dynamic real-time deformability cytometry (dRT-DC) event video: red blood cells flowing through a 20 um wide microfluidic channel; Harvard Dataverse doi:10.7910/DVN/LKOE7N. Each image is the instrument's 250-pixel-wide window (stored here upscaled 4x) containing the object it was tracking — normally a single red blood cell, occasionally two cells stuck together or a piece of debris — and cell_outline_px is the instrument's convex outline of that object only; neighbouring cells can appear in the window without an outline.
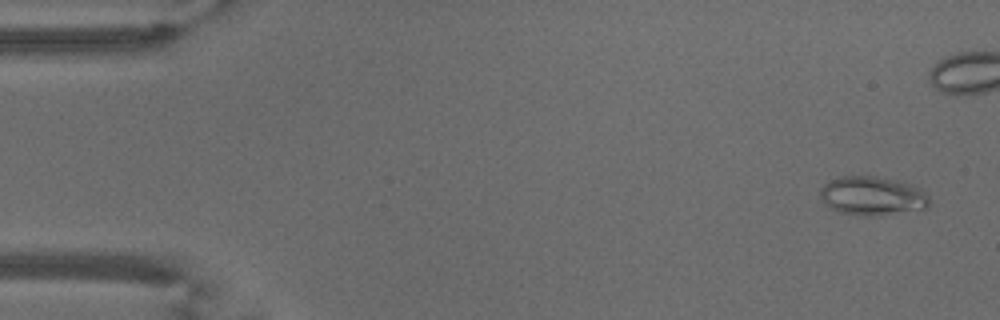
{"species": "common noctule bat (a hibernating species)", "species_latin": "Nyctalus noctula", "temperature_condition": "warm", "stored_images_in_passage": 44, "camera_frame_rate_fps": 3000, "um_per_image_px": 0.085, "animal": {"sex": "male", "body_mass_g": 18.8}, "frame": {"image": 1, "passage_image": 3, "time_ms": 0.667, "image_size_px": [1000, 320], "cell_outline_px": [[928, 208], [924, 212], [876, 216], [860, 216], [840, 212], [828, 208], [824, 204], [820, 196], [820, 188], [828, 180], [840, 176], [872, 176], [900, 180], [912, 184], [920, 188], [928, 196]], "centroid_in_image_um": [74.19, 16.68], "position_along_channel_um": 10.8, "area_um2": 25.72}}
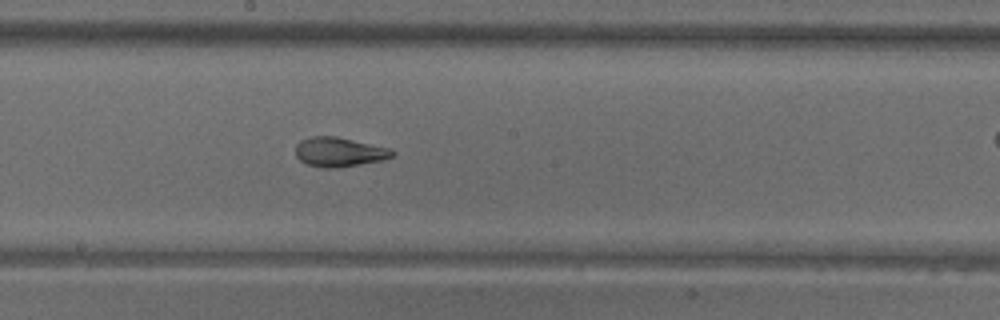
{"frame": {"image": 2, "passage_image": 29, "time_ms": 9.333, "image_size_px": [1000, 320], "cell_outline_px": [[396, 152], [392, 156], [384, 160], [336, 168], [324, 168], [308, 164], [300, 160], [296, 156], [296, 144], [300, 140], [312, 136], [336, 136], [392, 148]], "centroid_in_image_um": [28.86, 12.91], "position_along_channel_um": 219.3, "area_um2": 16.7}}
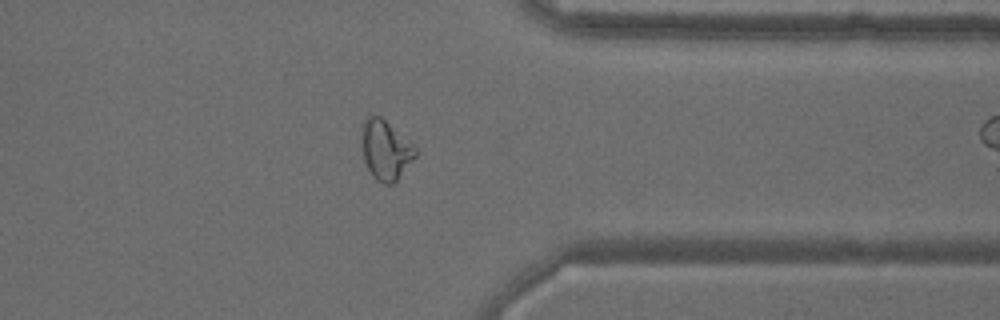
{"frame": {"image": 3, "passage_image": 42, "time_ms": 13.667, "image_size_px": [1000, 320], "cell_outline_px": [[416, 156], [396, 180], [392, 184], [384, 184], [376, 180], [372, 176], [364, 160], [360, 144], [360, 128], [368, 112], [372, 112], [380, 116], [412, 144], [416, 148]], "centroid_in_image_um": [32.69, 12.69], "position_along_channel_um": 378.7, "area_um2": 18.9}}